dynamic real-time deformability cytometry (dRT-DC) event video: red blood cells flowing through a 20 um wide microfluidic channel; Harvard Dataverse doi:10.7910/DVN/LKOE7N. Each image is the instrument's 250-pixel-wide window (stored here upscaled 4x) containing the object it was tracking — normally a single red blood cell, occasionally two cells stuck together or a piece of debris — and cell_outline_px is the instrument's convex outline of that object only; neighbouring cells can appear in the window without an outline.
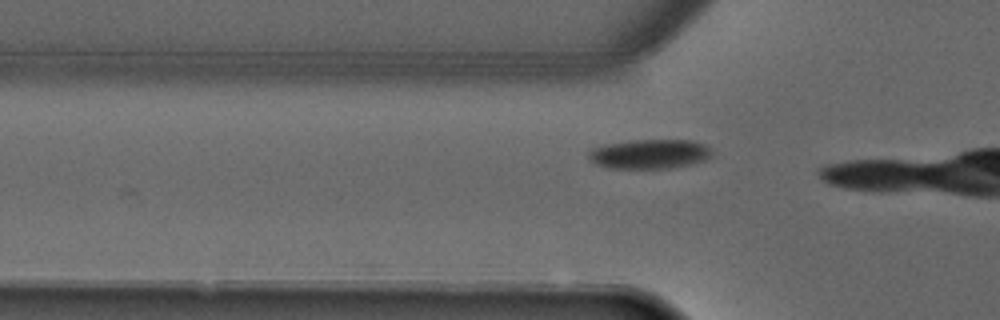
{"species": "common noctule bat (a hibernating species)", "species_latin": "Nyctalus noctula", "temperature_condition": "warm", "stored_images_in_passage": 2, "camera_frame_rate_fps": 3000, "um_per_image_px": 0.085, "animal": {"sex": "male", "forearm_length_mm": 52.5}, "frame": {"image": 1, "passage_image": 2, "time_ms": 1.0, "image_size_px": [1000, 320], "cell_outline_px": [[712, 156], [708, 160], [692, 164], [672, 168], [608, 168], [592, 164], [588, 160], [588, 148], [604, 144], [628, 140], [692, 140], [704, 144], [712, 148]], "centroid_in_image_um": [55.18, 13.09], "position_along_channel_um": 70.6, "area_um2": 21.85}}